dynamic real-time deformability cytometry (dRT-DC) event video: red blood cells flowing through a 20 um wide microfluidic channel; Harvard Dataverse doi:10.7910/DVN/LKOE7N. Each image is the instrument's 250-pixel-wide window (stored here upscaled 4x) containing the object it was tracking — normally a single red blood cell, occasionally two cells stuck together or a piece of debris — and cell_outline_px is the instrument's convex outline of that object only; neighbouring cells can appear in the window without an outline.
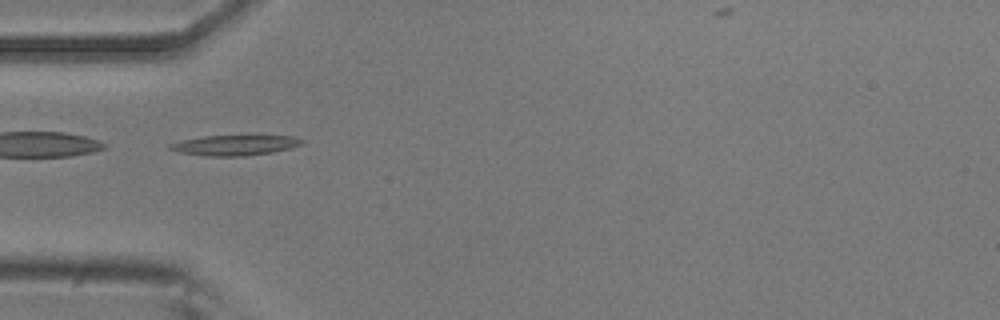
{"species": "common noctule bat (a hibernating species)", "species_latin": "Nyctalus noctula", "temperature_condition": "room temperature", "stored_images_in_passage": 4, "camera_frame_rate_fps": 3000, "um_per_image_px": 0.085, "animal": {"sex": "male", "body_mass_g": 20.5, "forearm_length_mm": 52.5}, "frame": {"image": 1, "passage_image": 3, "time_ms": 0.667, "image_size_px": [1000, 320], "cell_outline_px": [[304, 144], [272, 152], [240, 156], [208, 156], [180, 152], [168, 148], [168, 144], [184, 140], [204, 136], [296, 136], [304, 140]], "centroid_in_image_um": [19.98, 12.34], "position_along_channel_um": 65.0, "area_um2": 15.32}}
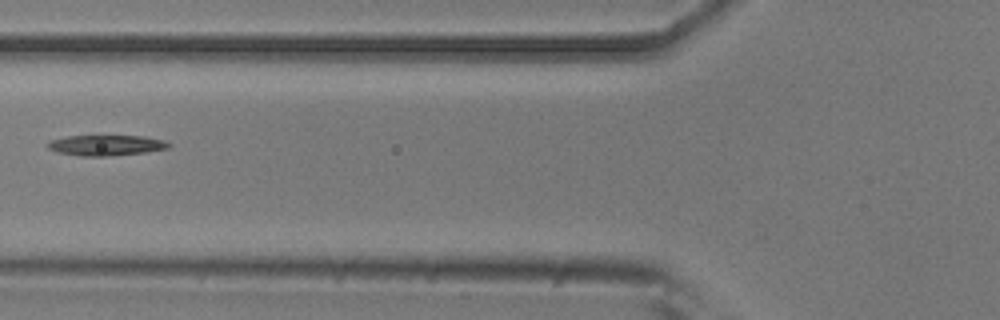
{"frame": {"image": 2, "passage_image": 4, "time_ms": 1.0, "image_size_px": [1000, 320], "cell_outline_px": [[172, 144], [168, 148], [144, 152], [108, 156], [80, 156], [56, 152], [48, 148], [48, 140], [68, 136], [144, 136], [164, 140]], "centroid_in_image_um": [9.0, 12.34], "position_along_channel_um": 116.8, "area_um2": 14.45}}